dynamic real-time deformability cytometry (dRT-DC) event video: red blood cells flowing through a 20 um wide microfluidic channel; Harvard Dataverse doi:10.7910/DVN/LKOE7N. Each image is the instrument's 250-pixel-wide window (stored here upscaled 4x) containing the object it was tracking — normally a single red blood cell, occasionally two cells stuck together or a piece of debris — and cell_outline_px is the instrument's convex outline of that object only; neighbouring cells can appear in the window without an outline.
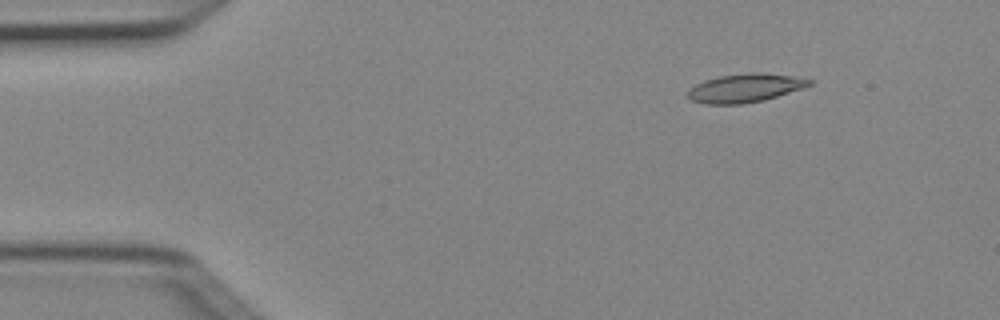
{"species": "Egyptian fruit bat (a non-hibernating species)", "species_latin": "Rousettus aegyptiacus", "temperature_condition": "cold", "stored_images_in_passage": 5, "segment_of_instrument_passage": [1, 2], "camera_frame_rate_fps": 3000, "um_per_image_px": 0.085, "animal": {"sex": "female"}, "frame": {"image": 1, "passage_image": 2, "time_ms": 0.333, "image_size_px": [1000, 320], "cell_outline_px": [[812, 84], [804, 88], [764, 100], [740, 104], [704, 104], [692, 100], [688, 96], [688, 88], [704, 80], [720, 76], [752, 72], [760, 72], [788, 76], [812, 80]], "centroid_in_image_um": [63.3, 7.49], "position_along_channel_um": 21.7, "area_um2": 20.06}}